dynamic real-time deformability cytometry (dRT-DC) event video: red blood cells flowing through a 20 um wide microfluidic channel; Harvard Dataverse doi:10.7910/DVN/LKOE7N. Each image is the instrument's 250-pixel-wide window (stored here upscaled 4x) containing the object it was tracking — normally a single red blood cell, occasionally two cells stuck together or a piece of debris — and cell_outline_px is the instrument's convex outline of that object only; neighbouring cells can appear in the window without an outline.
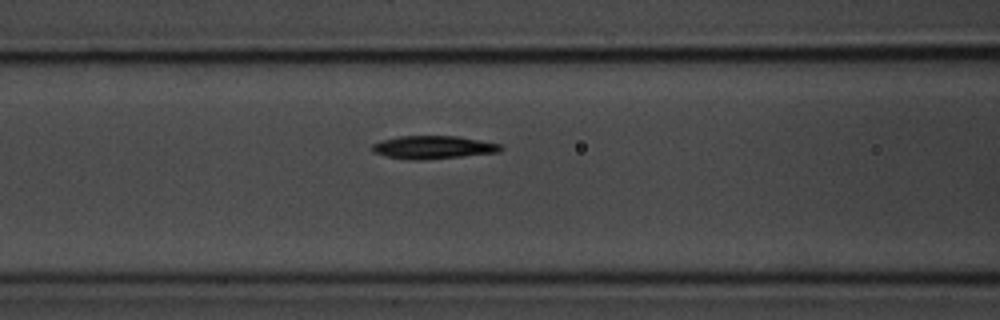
{"species": "common noctule bat (a hibernating species)", "species_latin": "Nyctalus noctula", "temperature_condition": "room temperature", "stored_images_in_passage": 7, "camera_frame_rate_fps": 3000, "um_per_image_px": 0.085, "animal": {"sex": "male", "body_mass_g": 20.1, "forearm_length_mm": 53.5}, "frame": {"image": 1, "passage_image": 7, "time_ms": 7.667, "image_size_px": [1000, 320], "cell_outline_px": [[504, 148], [500, 152], [420, 160], [408, 160], [388, 156], [372, 152], [372, 144], [380, 140], [400, 136], [456, 136], [480, 140], [500, 144]], "centroid_in_image_um": [36.8, 12.51], "position_along_channel_um": 129.8, "area_um2": 17.17}}